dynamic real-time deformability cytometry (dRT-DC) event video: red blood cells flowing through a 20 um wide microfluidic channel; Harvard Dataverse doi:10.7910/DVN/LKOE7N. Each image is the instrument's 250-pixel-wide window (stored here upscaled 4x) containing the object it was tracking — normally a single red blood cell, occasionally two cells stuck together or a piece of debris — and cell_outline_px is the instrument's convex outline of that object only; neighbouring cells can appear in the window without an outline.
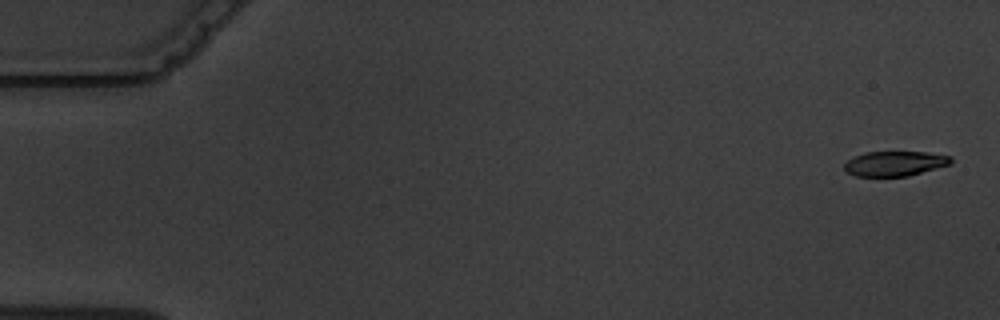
{"species": "common noctule bat (a hibernating species)", "species_latin": "Nyctalus noctula", "temperature_condition": "warm", "stored_images_in_passage": 5, "camera_frame_rate_fps": 3000, "um_per_image_px": 0.085, "animal": {"sex": "male", "body_mass_g": 19.5, "forearm_length_mm": 54.6}, "frame": {"image": 1, "passage_image": 1, "time_ms": 0.0, "image_size_px": [1000, 320], "cell_outline_px": [[952, 160], [948, 164], [908, 176], [856, 176], [848, 172], [844, 168], [844, 164], [852, 156], [864, 152], [928, 152], [952, 156]], "centroid_in_image_um": [76.02, 13.89], "position_along_channel_um": 9.0, "area_um2": 15.32}}
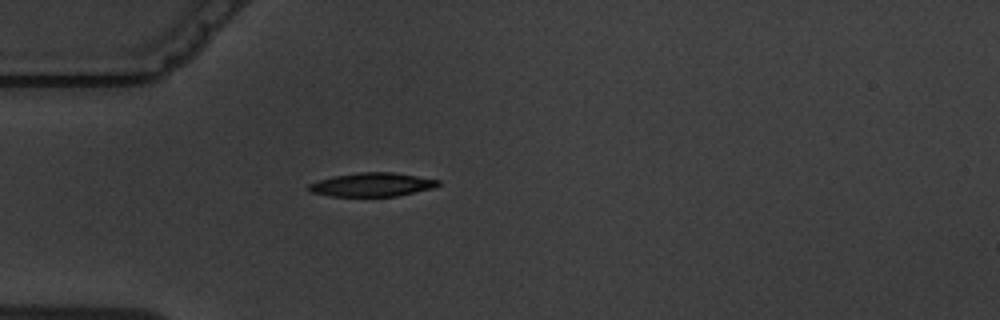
{"frame": {"image": 2, "passage_image": 5, "time_ms": 5.0, "image_size_px": [1000, 320], "cell_outline_px": [[440, 184], [432, 188], [396, 196], [332, 196], [312, 192], [308, 188], [308, 184], [332, 176], [360, 172], [392, 172], [440, 180]], "centroid_in_image_um": [31.62, 15.69], "position_along_channel_um": 53.4, "area_um2": 17.63}}